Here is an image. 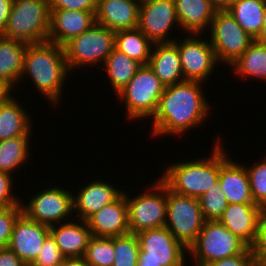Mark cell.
Masks as SVG:
<instances>
[{"label": "cell", "instance_id": "cell-26", "mask_svg": "<svg viewBox=\"0 0 266 266\" xmlns=\"http://www.w3.org/2000/svg\"><path fill=\"white\" fill-rule=\"evenodd\" d=\"M27 45L0 35V82L12 92L20 85Z\"/></svg>", "mask_w": 266, "mask_h": 266}, {"label": "cell", "instance_id": "cell-32", "mask_svg": "<svg viewBox=\"0 0 266 266\" xmlns=\"http://www.w3.org/2000/svg\"><path fill=\"white\" fill-rule=\"evenodd\" d=\"M83 257L88 266H113L115 259L114 237L92 236Z\"/></svg>", "mask_w": 266, "mask_h": 266}, {"label": "cell", "instance_id": "cell-18", "mask_svg": "<svg viewBox=\"0 0 266 266\" xmlns=\"http://www.w3.org/2000/svg\"><path fill=\"white\" fill-rule=\"evenodd\" d=\"M123 192L109 181L91 180L81 186L76 195L73 194V212L76 213L73 219L78 216V219L86 221L102 207L114 202Z\"/></svg>", "mask_w": 266, "mask_h": 266}, {"label": "cell", "instance_id": "cell-20", "mask_svg": "<svg viewBox=\"0 0 266 266\" xmlns=\"http://www.w3.org/2000/svg\"><path fill=\"white\" fill-rule=\"evenodd\" d=\"M141 0H97L95 21L116 32L138 28Z\"/></svg>", "mask_w": 266, "mask_h": 266}, {"label": "cell", "instance_id": "cell-27", "mask_svg": "<svg viewBox=\"0 0 266 266\" xmlns=\"http://www.w3.org/2000/svg\"><path fill=\"white\" fill-rule=\"evenodd\" d=\"M229 68L239 78L266 82V43L254 40Z\"/></svg>", "mask_w": 266, "mask_h": 266}, {"label": "cell", "instance_id": "cell-40", "mask_svg": "<svg viewBox=\"0 0 266 266\" xmlns=\"http://www.w3.org/2000/svg\"><path fill=\"white\" fill-rule=\"evenodd\" d=\"M50 9L96 11L97 0H49Z\"/></svg>", "mask_w": 266, "mask_h": 266}, {"label": "cell", "instance_id": "cell-16", "mask_svg": "<svg viewBox=\"0 0 266 266\" xmlns=\"http://www.w3.org/2000/svg\"><path fill=\"white\" fill-rule=\"evenodd\" d=\"M230 159L220 141V173L218 181L228 203L255 204L248 172L243 163Z\"/></svg>", "mask_w": 266, "mask_h": 266}, {"label": "cell", "instance_id": "cell-45", "mask_svg": "<svg viewBox=\"0 0 266 266\" xmlns=\"http://www.w3.org/2000/svg\"><path fill=\"white\" fill-rule=\"evenodd\" d=\"M217 10H227L236 0H209Z\"/></svg>", "mask_w": 266, "mask_h": 266}, {"label": "cell", "instance_id": "cell-34", "mask_svg": "<svg viewBox=\"0 0 266 266\" xmlns=\"http://www.w3.org/2000/svg\"><path fill=\"white\" fill-rule=\"evenodd\" d=\"M204 219L219 220L227 208L228 200L220 187L219 181L214 183V188L198 198Z\"/></svg>", "mask_w": 266, "mask_h": 266}, {"label": "cell", "instance_id": "cell-28", "mask_svg": "<svg viewBox=\"0 0 266 266\" xmlns=\"http://www.w3.org/2000/svg\"><path fill=\"white\" fill-rule=\"evenodd\" d=\"M152 47L153 43L139 28L115 32V49L141 65H148Z\"/></svg>", "mask_w": 266, "mask_h": 266}, {"label": "cell", "instance_id": "cell-9", "mask_svg": "<svg viewBox=\"0 0 266 266\" xmlns=\"http://www.w3.org/2000/svg\"><path fill=\"white\" fill-rule=\"evenodd\" d=\"M205 221L199 199L168 188L165 227L186 249L196 241Z\"/></svg>", "mask_w": 266, "mask_h": 266}, {"label": "cell", "instance_id": "cell-13", "mask_svg": "<svg viewBox=\"0 0 266 266\" xmlns=\"http://www.w3.org/2000/svg\"><path fill=\"white\" fill-rule=\"evenodd\" d=\"M179 38V39H177ZM173 42L180 54V63L185 80L205 82L215 71L219 62L209 39H200L201 34L189 33L183 40L177 37Z\"/></svg>", "mask_w": 266, "mask_h": 266}, {"label": "cell", "instance_id": "cell-44", "mask_svg": "<svg viewBox=\"0 0 266 266\" xmlns=\"http://www.w3.org/2000/svg\"><path fill=\"white\" fill-rule=\"evenodd\" d=\"M61 266H88L83 256L65 258Z\"/></svg>", "mask_w": 266, "mask_h": 266}, {"label": "cell", "instance_id": "cell-35", "mask_svg": "<svg viewBox=\"0 0 266 266\" xmlns=\"http://www.w3.org/2000/svg\"><path fill=\"white\" fill-rule=\"evenodd\" d=\"M249 167L245 165L250 180L253 201L259 206L266 205V156Z\"/></svg>", "mask_w": 266, "mask_h": 266}, {"label": "cell", "instance_id": "cell-43", "mask_svg": "<svg viewBox=\"0 0 266 266\" xmlns=\"http://www.w3.org/2000/svg\"><path fill=\"white\" fill-rule=\"evenodd\" d=\"M12 4L13 0H0V34L6 27Z\"/></svg>", "mask_w": 266, "mask_h": 266}, {"label": "cell", "instance_id": "cell-12", "mask_svg": "<svg viewBox=\"0 0 266 266\" xmlns=\"http://www.w3.org/2000/svg\"><path fill=\"white\" fill-rule=\"evenodd\" d=\"M139 242L138 262L159 263L162 266H187L186 249L166 227L136 234Z\"/></svg>", "mask_w": 266, "mask_h": 266}, {"label": "cell", "instance_id": "cell-25", "mask_svg": "<svg viewBox=\"0 0 266 266\" xmlns=\"http://www.w3.org/2000/svg\"><path fill=\"white\" fill-rule=\"evenodd\" d=\"M11 92L0 103V141L21 137L32 136V119L30 112L14 98ZM32 129V130H31Z\"/></svg>", "mask_w": 266, "mask_h": 266}, {"label": "cell", "instance_id": "cell-41", "mask_svg": "<svg viewBox=\"0 0 266 266\" xmlns=\"http://www.w3.org/2000/svg\"><path fill=\"white\" fill-rule=\"evenodd\" d=\"M259 262L252 254L249 247L243 254L223 258L207 264L206 266H257Z\"/></svg>", "mask_w": 266, "mask_h": 266}, {"label": "cell", "instance_id": "cell-22", "mask_svg": "<svg viewBox=\"0 0 266 266\" xmlns=\"http://www.w3.org/2000/svg\"><path fill=\"white\" fill-rule=\"evenodd\" d=\"M65 221L50 226V234L65 258L84 256L92 237L86 221Z\"/></svg>", "mask_w": 266, "mask_h": 266}, {"label": "cell", "instance_id": "cell-3", "mask_svg": "<svg viewBox=\"0 0 266 266\" xmlns=\"http://www.w3.org/2000/svg\"><path fill=\"white\" fill-rule=\"evenodd\" d=\"M220 136L211 149L210 157L174 162L163 169L160 179L168 188L180 195L199 198L214 188L220 173Z\"/></svg>", "mask_w": 266, "mask_h": 266}, {"label": "cell", "instance_id": "cell-5", "mask_svg": "<svg viewBox=\"0 0 266 266\" xmlns=\"http://www.w3.org/2000/svg\"><path fill=\"white\" fill-rule=\"evenodd\" d=\"M165 85L148 65H141L129 82L115 95L125 104L129 120L151 119ZM122 101H124L122 103Z\"/></svg>", "mask_w": 266, "mask_h": 266}, {"label": "cell", "instance_id": "cell-39", "mask_svg": "<svg viewBox=\"0 0 266 266\" xmlns=\"http://www.w3.org/2000/svg\"><path fill=\"white\" fill-rule=\"evenodd\" d=\"M252 254L260 262L266 256V205L261 206L257 236L254 244L251 246Z\"/></svg>", "mask_w": 266, "mask_h": 266}, {"label": "cell", "instance_id": "cell-38", "mask_svg": "<svg viewBox=\"0 0 266 266\" xmlns=\"http://www.w3.org/2000/svg\"><path fill=\"white\" fill-rule=\"evenodd\" d=\"M13 177L12 174L0 172V207L3 209L21 205L23 200L13 192V189L15 190L13 183L16 182Z\"/></svg>", "mask_w": 266, "mask_h": 266}, {"label": "cell", "instance_id": "cell-10", "mask_svg": "<svg viewBox=\"0 0 266 266\" xmlns=\"http://www.w3.org/2000/svg\"><path fill=\"white\" fill-rule=\"evenodd\" d=\"M208 30L211 46L223 66H230L255 40L228 10H217Z\"/></svg>", "mask_w": 266, "mask_h": 266}, {"label": "cell", "instance_id": "cell-46", "mask_svg": "<svg viewBox=\"0 0 266 266\" xmlns=\"http://www.w3.org/2000/svg\"><path fill=\"white\" fill-rule=\"evenodd\" d=\"M255 40L266 43V8L264 10L263 24H262L260 34Z\"/></svg>", "mask_w": 266, "mask_h": 266}, {"label": "cell", "instance_id": "cell-47", "mask_svg": "<svg viewBox=\"0 0 266 266\" xmlns=\"http://www.w3.org/2000/svg\"><path fill=\"white\" fill-rule=\"evenodd\" d=\"M12 91L6 87L3 83L0 82V103L10 95Z\"/></svg>", "mask_w": 266, "mask_h": 266}, {"label": "cell", "instance_id": "cell-33", "mask_svg": "<svg viewBox=\"0 0 266 266\" xmlns=\"http://www.w3.org/2000/svg\"><path fill=\"white\" fill-rule=\"evenodd\" d=\"M139 251L136 234L128 233L114 237L115 259L113 266H137Z\"/></svg>", "mask_w": 266, "mask_h": 266}, {"label": "cell", "instance_id": "cell-30", "mask_svg": "<svg viewBox=\"0 0 266 266\" xmlns=\"http://www.w3.org/2000/svg\"><path fill=\"white\" fill-rule=\"evenodd\" d=\"M102 66L107 73L106 80L110 81V88L117 94L135 75L141 64L114 49Z\"/></svg>", "mask_w": 266, "mask_h": 266}, {"label": "cell", "instance_id": "cell-24", "mask_svg": "<svg viewBox=\"0 0 266 266\" xmlns=\"http://www.w3.org/2000/svg\"><path fill=\"white\" fill-rule=\"evenodd\" d=\"M148 66L165 86L184 81L177 45L171 43L153 44Z\"/></svg>", "mask_w": 266, "mask_h": 266}, {"label": "cell", "instance_id": "cell-4", "mask_svg": "<svg viewBox=\"0 0 266 266\" xmlns=\"http://www.w3.org/2000/svg\"><path fill=\"white\" fill-rule=\"evenodd\" d=\"M50 18L49 0H13L6 27L0 35L26 44L48 41Z\"/></svg>", "mask_w": 266, "mask_h": 266}, {"label": "cell", "instance_id": "cell-37", "mask_svg": "<svg viewBox=\"0 0 266 266\" xmlns=\"http://www.w3.org/2000/svg\"><path fill=\"white\" fill-rule=\"evenodd\" d=\"M65 257L54 238L49 234L45 239L37 259L30 266H61Z\"/></svg>", "mask_w": 266, "mask_h": 266}, {"label": "cell", "instance_id": "cell-49", "mask_svg": "<svg viewBox=\"0 0 266 266\" xmlns=\"http://www.w3.org/2000/svg\"><path fill=\"white\" fill-rule=\"evenodd\" d=\"M259 263L261 265H266V256Z\"/></svg>", "mask_w": 266, "mask_h": 266}, {"label": "cell", "instance_id": "cell-8", "mask_svg": "<svg viewBox=\"0 0 266 266\" xmlns=\"http://www.w3.org/2000/svg\"><path fill=\"white\" fill-rule=\"evenodd\" d=\"M148 186L150 187H146L145 192H138L134 198L124 190L130 233L138 234L145 230L165 227L168 186L160 178Z\"/></svg>", "mask_w": 266, "mask_h": 266}, {"label": "cell", "instance_id": "cell-31", "mask_svg": "<svg viewBox=\"0 0 266 266\" xmlns=\"http://www.w3.org/2000/svg\"><path fill=\"white\" fill-rule=\"evenodd\" d=\"M32 136H21L0 141V172L13 174L29 161Z\"/></svg>", "mask_w": 266, "mask_h": 266}, {"label": "cell", "instance_id": "cell-1", "mask_svg": "<svg viewBox=\"0 0 266 266\" xmlns=\"http://www.w3.org/2000/svg\"><path fill=\"white\" fill-rule=\"evenodd\" d=\"M203 83L184 80L165 87L150 120L153 136H184V133L206 122L211 106L204 96Z\"/></svg>", "mask_w": 266, "mask_h": 266}, {"label": "cell", "instance_id": "cell-14", "mask_svg": "<svg viewBox=\"0 0 266 266\" xmlns=\"http://www.w3.org/2000/svg\"><path fill=\"white\" fill-rule=\"evenodd\" d=\"M175 26L179 32L174 0H141L138 28L153 44L173 42L170 31Z\"/></svg>", "mask_w": 266, "mask_h": 266}, {"label": "cell", "instance_id": "cell-6", "mask_svg": "<svg viewBox=\"0 0 266 266\" xmlns=\"http://www.w3.org/2000/svg\"><path fill=\"white\" fill-rule=\"evenodd\" d=\"M249 246L218 220L205 221L196 241L188 248L193 266L243 254Z\"/></svg>", "mask_w": 266, "mask_h": 266}, {"label": "cell", "instance_id": "cell-11", "mask_svg": "<svg viewBox=\"0 0 266 266\" xmlns=\"http://www.w3.org/2000/svg\"><path fill=\"white\" fill-rule=\"evenodd\" d=\"M73 194L57 185L47 187L33 193L28 202L21 201L22 211L29 219L48 226L69 221L74 215Z\"/></svg>", "mask_w": 266, "mask_h": 266}, {"label": "cell", "instance_id": "cell-21", "mask_svg": "<svg viewBox=\"0 0 266 266\" xmlns=\"http://www.w3.org/2000/svg\"><path fill=\"white\" fill-rule=\"evenodd\" d=\"M260 209L257 204L230 203L218 221L251 247L257 236Z\"/></svg>", "mask_w": 266, "mask_h": 266}, {"label": "cell", "instance_id": "cell-42", "mask_svg": "<svg viewBox=\"0 0 266 266\" xmlns=\"http://www.w3.org/2000/svg\"><path fill=\"white\" fill-rule=\"evenodd\" d=\"M0 266H27L9 247L0 249Z\"/></svg>", "mask_w": 266, "mask_h": 266}, {"label": "cell", "instance_id": "cell-17", "mask_svg": "<svg viewBox=\"0 0 266 266\" xmlns=\"http://www.w3.org/2000/svg\"><path fill=\"white\" fill-rule=\"evenodd\" d=\"M86 223L94 237L112 238L130 233L128 204L124 192L91 215Z\"/></svg>", "mask_w": 266, "mask_h": 266}, {"label": "cell", "instance_id": "cell-2", "mask_svg": "<svg viewBox=\"0 0 266 266\" xmlns=\"http://www.w3.org/2000/svg\"><path fill=\"white\" fill-rule=\"evenodd\" d=\"M68 72L63 46L50 41L27 45L20 81L28 76L37 92L54 107L60 104Z\"/></svg>", "mask_w": 266, "mask_h": 266}, {"label": "cell", "instance_id": "cell-19", "mask_svg": "<svg viewBox=\"0 0 266 266\" xmlns=\"http://www.w3.org/2000/svg\"><path fill=\"white\" fill-rule=\"evenodd\" d=\"M48 41L64 46L72 38L89 29L95 21L96 11L50 9Z\"/></svg>", "mask_w": 266, "mask_h": 266}, {"label": "cell", "instance_id": "cell-7", "mask_svg": "<svg viewBox=\"0 0 266 266\" xmlns=\"http://www.w3.org/2000/svg\"><path fill=\"white\" fill-rule=\"evenodd\" d=\"M63 47L69 71H76L80 67H98L100 64L102 67L115 49V32L95 22Z\"/></svg>", "mask_w": 266, "mask_h": 266}, {"label": "cell", "instance_id": "cell-29", "mask_svg": "<svg viewBox=\"0 0 266 266\" xmlns=\"http://www.w3.org/2000/svg\"><path fill=\"white\" fill-rule=\"evenodd\" d=\"M266 0H236L227 9L238 24L254 39L261 31Z\"/></svg>", "mask_w": 266, "mask_h": 266}, {"label": "cell", "instance_id": "cell-23", "mask_svg": "<svg viewBox=\"0 0 266 266\" xmlns=\"http://www.w3.org/2000/svg\"><path fill=\"white\" fill-rule=\"evenodd\" d=\"M183 33L204 34L208 31L217 9L209 0H174Z\"/></svg>", "mask_w": 266, "mask_h": 266}, {"label": "cell", "instance_id": "cell-48", "mask_svg": "<svg viewBox=\"0 0 266 266\" xmlns=\"http://www.w3.org/2000/svg\"><path fill=\"white\" fill-rule=\"evenodd\" d=\"M137 266H162L159 263H152V262H138Z\"/></svg>", "mask_w": 266, "mask_h": 266}, {"label": "cell", "instance_id": "cell-15", "mask_svg": "<svg viewBox=\"0 0 266 266\" xmlns=\"http://www.w3.org/2000/svg\"><path fill=\"white\" fill-rule=\"evenodd\" d=\"M49 234L50 226L35 222L22 213L15 222L9 248L30 266L37 259Z\"/></svg>", "mask_w": 266, "mask_h": 266}, {"label": "cell", "instance_id": "cell-36", "mask_svg": "<svg viewBox=\"0 0 266 266\" xmlns=\"http://www.w3.org/2000/svg\"><path fill=\"white\" fill-rule=\"evenodd\" d=\"M22 213L21 205L0 211V249L9 247L15 222Z\"/></svg>", "mask_w": 266, "mask_h": 266}]
</instances>
